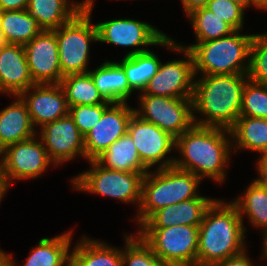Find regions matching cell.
<instances>
[{"instance_id":"1","label":"cell","mask_w":267,"mask_h":266,"mask_svg":"<svg viewBox=\"0 0 267 266\" xmlns=\"http://www.w3.org/2000/svg\"><path fill=\"white\" fill-rule=\"evenodd\" d=\"M230 129L193 124L175 139V149L181 153L173 166L203 178L223 183L232 152Z\"/></svg>"},{"instance_id":"2","label":"cell","mask_w":267,"mask_h":266,"mask_svg":"<svg viewBox=\"0 0 267 266\" xmlns=\"http://www.w3.org/2000/svg\"><path fill=\"white\" fill-rule=\"evenodd\" d=\"M246 231L237 207L216 199L199 225L196 266H211L244 252Z\"/></svg>"},{"instance_id":"3","label":"cell","mask_w":267,"mask_h":266,"mask_svg":"<svg viewBox=\"0 0 267 266\" xmlns=\"http://www.w3.org/2000/svg\"><path fill=\"white\" fill-rule=\"evenodd\" d=\"M247 74L207 75L195 80L193 119L200 126L230 129L240 117ZM200 117L196 118V113Z\"/></svg>"},{"instance_id":"4","label":"cell","mask_w":267,"mask_h":266,"mask_svg":"<svg viewBox=\"0 0 267 266\" xmlns=\"http://www.w3.org/2000/svg\"><path fill=\"white\" fill-rule=\"evenodd\" d=\"M201 179L175 166L148 171L142 181L141 202L136 223L140 227L158 210L192 198H197Z\"/></svg>"},{"instance_id":"5","label":"cell","mask_w":267,"mask_h":266,"mask_svg":"<svg viewBox=\"0 0 267 266\" xmlns=\"http://www.w3.org/2000/svg\"><path fill=\"white\" fill-rule=\"evenodd\" d=\"M240 32L235 30L227 36L188 46L179 44L191 52L195 76L200 72L202 76L247 74L254 34Z\"/></svg>"},{"instance_id":"6","label":"cell","mask_w":267,"mask_h":266,"mask_svg":"<svg viewBox=\"0 0 267 266\" xmlns=\"http://www.w3.org/2000/svg\"><path fill=\"white\" fill-rule=\"evenodd\" d=\"M93 0H84V9L68 23L55 29L60 69L63 76L87 73L90 42H98L96 24H91Z\"/></svg>"},{"instance_id":"7","label":"cell","mask_w":267,"mask_h":266,"mask_svg":"<svg viewBox=\"0 0 267 266\" xmlns=\"http://www.w3.org/2000/svg\"><path fill=\"white\" fill-rule=\"evenodd\" d=\"M89 164L90 170L71 179L76 191L100 194L140 206L144 177L142 173L110 170L101 166L96 160H89Z\"/></svg>"},{"instance_id":"8","label":"cell","mask_w":267,"mask_h":266,"mask_svg":"<svg viewBox=\"0 0 267 266\" xmlns=\"http://www.w3.org/2000/svg\"><path fill=\"white\" fill-rule=\"evenodd\" d=\"M137 233L167 265L196 266L199 226L140 228Z\"/></svg>"},{"instance_id":"9","label":"cell","mask_w":267,"mask_h":266,"mask_svg":"<svg viewBox=\"0 0 267 266\" xmlns=\"http://www.w3.org/2000/svg\"><path fill=\"white\" fill-rule=\"evenodd\" d=\"M139 102L141 109H134V114L175 139L194 124L192 98L140 94Z\"/></svg>"},{"instance_id":"10","label":"cell","mask_w":267,"mask_h":266,"mask_svg":"<svg viewBox=\"0 0 267 266\" xmlns=\"http://www.w3.org/2000/svg\"><path fill=\"white\" fill-rule=\"evenodd\" d=\"M38 139L34 136L0 151V173L10 185L15 180L37 179L54 164Z\"/></svg>"},{"instance_id":"11","label":"cell","mask_w":267,"mask_h":266,"mask_svg":"<svg viewBox=\"0 0 267 266\" xmlns=\"http://www.w3.org/2000/svg\"><path fill=\"white\" fill-rule=\"evenodd\" d=\"M184 54L185 60H173L160 64L157 73L141 94L173 98H193L195 69L191 52L179 45L173 48Z\"/></svg>"},{"instance_id":"12","label":"cell","mask_w":267,"mask_h":266,"mask_svg":"<svg viewBox=\"0 0 267 266\" xmlns=\"http://www.w3.org/2000/svg\"><path fill=\"white\" fill-rule=\"evenodd\" d=\"M98 42L124 47L165 46L168 49L178 44L162 30L146 22L134 19H114L96 24Z\"/></svg>"},{"instance_id":"13","label":"cell","mask_w":267,"mask_h":266,"mask_svg":"<svg viewBox=\"0 0 267 266\" xmlns=\"http://www.w3.org/2000/svg\"><path fill=\"white\" fill-rule=\"evenodd\" d=\"M127 133L131 136L142 163L148 168L171 167L175 157H166L175 150V138L155 124L146 122L133 114L128 123Z\"/></svg>"},{"instance_id":"14","label":"cell","mask_w":267,"mask_h":266,"mask_svg":"<svg viewBox=\"0 0 267 266\" xmlns=\"http://www.w3.org/2000/svg\"><path fill=\"white\" fill-rule=\"evenodd\" d=\"M133 114L134 108L127 102L112 103L84 137L85 159L95 160L113 142L125 135Z\"/></svg>"},{"instance_id":"15","label":"cell","mask_w":267,"mask_h":266,"mask_svg":"<svg viewBox=\"0 0 267 266\" xmlns=\"http://www.w3.org/2000/svg\"><path fill=\"white\" fill-rule=\"evenodd\" d=\"M40 129V140L55 166L78 155L85 157L84 136L69 114L44 124Z\"/></svg>"},{"instance_id":"16","label":"cell","mask_w":267,"mask_h":266,"mask_svg":"<svg viewBox=\"0 0 267 266\" xmlns=\"http://www.w3.org/2000/svg\"><path fill=\"white\" fill-rule=\"evenodd\" d=\"M31 77L36 84L60 83L62 78L55 31L43 30L24 45Z\"/></svg>"},{"instance_id":"17","label":"cell","mask_w":267,"mask_h":266,"mask_svg":"<svg viewBox=\"0 0 267 266\" xmlns=\"http://www.w3.org/2000/svg\"><path fill=\"white\" fill-rule=\"evenodd\" d=\"M19 96L26 103L35 128L69 114L65 92L60 83L34 84Z\"/></svg>"},{"instance_id":"18","label":"cell","mask_w":267,"mask_h":266,"mask_svg":"<svg viewBox=\"0 0 267 266\" xmlns=\"http://www.w3.org/2000/svg\"><path fill=\"white\" fill-rule=\"evenodd\" d=\"M36 84L30 74L24 45L6 44L0 49V88L17 96Z\"/></svg>"},{"instance_id":"19","label":"cell","mask_w":267,"mask_h":266,"mask_svg":"<svg viewBox=\"0 0 267 266\" xmlns=\"http://www.w3.org/2000/svg\"><path fill=\"white\" fill-rule=\"evenodd\" d=\"M215 200L199 195L197 198L165 206L156 211L139 228H167L174 225L199 226L207 209Z\"/></svg>"},{"instance_id":"20","label":"cell","mask_w":267,"mask_h":266,"mask_svg":"<svg viewBox=\"0 0 267 266\" xmlns=\"http://www.w3.org/2000/svg\"><path fill=\"white\" fill-rule=\"evenodd\" d=\"M17 98L0 111V151L5 147L38 136L22 98Z\"/></svg>"},{"instance_id":"21","label":"cell","mask_w":267,"mask_h":266,"mask_svg":"<svg viewBox=\"0 0 267 266\" xmlns=\"http://www.w3.org/2000/svg\"><path fill=\"white\" fill-rule=\"evenodd\" d=\"M69 0H29L27 11L36 18L42 30L53 31L72 20L84 9L81 3Z\"/></svg>"},{"instance_id":"22","label":"cell","mask_w":267,"mask_h":266,"mask_svg":"<svg viewBox=\"0 0 267 266\" xmlns=\"http://www.w3.org/2000/svg\"><path fill=\"white\" fill-rule=\"evenodd\" d=\"M82 237L70 252L69 266H122V249Z\"/></svg>"},{"instance_id":"23","label":"cell","mask_w":267,"mask_h":266,"mask_svg":"<svg viewBox=\"0 0 267 266\" xmlns=\"http://www.w3.org/2000/svg\"><path fill=\"white\" fill-rule=\"evenodd\" d=\"M117 63L124 69L129 87L133 91L143 92L157 73L161 61L151 50L136 48L126 53L121 62Z\"/></svg>"},{"instance_id":"24","label":"cell","mask_w":267,"mask_h":266,"mask_svg":"<svg viewBox=\"0 0 267 266\" xmlns=\"http://www.w3.org/2000/svg\"><path fill=\"white\" fill-rule=\"evenodd\" d=\"M95 160L101 166L110 170L137 172L143 175L149 171L142 163L135 144L128 133L113 142Z\"/></svg>"},{"instance_id":"25","label":"cell","mask_w":267,"mask_h":266,"mask_svg":"<svg viewBox=\"0 0 267 266\" xmlns=\"http://www.w3.org/2000/svg\"><path fill=\"white\" fill-rule=\"evenodd\" d=\"M102 96L112 103L127 102L134 92L128 85L124 69L117 63L105 61L88 71Z\"/></svg>"},{"instance_id":"26","label":"cell","mask_w":267,"mask_h":266,"mask_svg":"<svg viewBox=\"0 0 267 266\" xmlns=\"http://www.w3.org/2000/svg\"><path fill=\"white\" fill-rule=\"evenodd\" d=\"M232 150L246 149L267 154V119L240 116L230 128Z\"/></svg>"},{"instance_id":"27","label":"cell","mask_w":267,"mask_h":266,"mask_svg":"<svg viewBox=\"0 0 267 266\" xmlns=\"http://www.w3.org/2000/svg\"><path fill=\"white\" fill-rule=\"evenodd\" d=\"M72 231L54 238H42L23 266H69Z\"/></svg>"},{"instance_id":"28","label":"cell","mask_w":267,"mask_h":266,"mask_svg":"<svg viewBox=\"0 0 267 266\" xmlns=\"http://www.w3.org/2000/svg\"><path fill=\"white\" fill-rule=\"evenodd\" d=\"M42 31L27 10L3 11L0 32L7 44L25 45Z\"/></svg>"},{"instance_id":"29","label":"cell","mask_w":267,"mask_h":266,"mask_svg":"<svg viewBox=\"0 0 267 266\" xmlns=\"http://www.w3.org/2000/svg\"><path fill=\"white\" fill-rule=\"evenodd\" d=\"M60 85L65 92L69 107L112 103L99 92L89 72L66 75L62 78Z\"/></svg>"},{"instance_id":"30","label":"cell","mask_w":267,"mask_h":266,"mask_svg":"<svg viewBox=\"0 0 267 266\" xmlns=\"http://www.w3.org/2000/svg\"><path fill=\"white\" fill-rule=\"evenodd\" d=\"M234 200V201H233ZM231 202L237 207L243 221L245 215L254 227L267 232V189L260 186L255 180L248 185L244 195H239Z\"/></svg>"},{"instance_id":"31","label":"cell","mask_w":267,"mask_h":266,"mask_svg":"<svg viewBox=\"0 0 267 266\" xmlns=\"http://www.w3.org/2000/svg\"><path fill=\"white\" fill-rule=\"evenodd\" d=\"M195 30L197 42H206L227 36L235 30L206 7L198 8L187 15Z\"/></svg>"},{"instance_id":"32","label":"cell","mask_w":267,"mask_h":266,"mask_svg":"<svg viewBox=\"0 0 267 266\" xmlns=\"http://www.w3.org/2000/svg\"><path fill=\"white\" fill-rule=\"evenodd\" d=\"M136 234L125 235L122 266H170L160 260L141 236Z\"/></svg>"},{"instance_id":"33","label":"cell","mask_w":267,"mask_h":266,"mask_svg":"<svg viewBox=\"0 0 267 266\" xmlns=\"http://www.w3.org/2000/svg\"><path fill=\"white\" fill-rule=\"evenodd\" d=\"M240 116L267 119V85L250 80L245 83Z\"/></svg>"},{"instance_id":"34","label":"cell","mask_w":267,"mask_h":266,"mask_svg":"<svg viewBox=\"0 0 267 266\" xmlns=\"http://www.w3.org/2000/svg\"><path fill=\"white\" fill-rule=\"evenodd\" d=\"M247 76L254 83L267 85V33L254 34Z\"/></svg>"},{"instance_id":"35","label":"cell","mask_w":267,"mask_h":266,"mask_svg":"<svg viewBox=\"0 0 267 266\" xmlns=\"http://www.w3.org/2000/svg\"><path fill=\"white\" fill-rule=\"evenodd\" d=\"M112 103L100 105H76L69 107V115L73 118L80 133L86 134L95 126L103 115V112Z\"/></svg>"},{"instance_id":"36","label":"cell","mask_w":267,"mask_h":266,"mask_svg":"<svg viewBox=\"0 0 267 266\" xmlns=\"http://www.w3.org/2000/svg\"><path fill=\"white\" fill-rule=\"evenodd\" d=\"M206 8L228 23L234 30H242L245 9L231 0H210Z\"/></svg>"},{"instance_id":"37","label":"cell","mask_w":267,"mask_h":266,"mask_svg":"<svg viewBox=\"0 0 267 266\" xmlns=\"http://www.w3.org/2000/svg\"><path fill=\"white\" fill-rule=\"evenodd\" d=\"M244 251L239 255L216 262L211 266H254Z\"/></svg>"},{"instance_id":"38","label":"cell","mask_w":267,"mask_h":266,"mask_svg":"<svg viewBox=\"0 0 267 266\" xmlns=\"http://www.w3.org/2000/svg\"><path fill=\"white\" fill-rule=\"evenodd\" d=\"M258 178L254 179L260 186L267 189V154L260 155L257 160Z\"/></svg>"},{"instance_id":"39","label":"cell","mask_w":267,"mask_h":266,"mask_svg":"<svg viewBox=\"0 0 267 266\" xmlns=\"http://www.w3.org/2000/svg\"><path fill=\"white\" fill-rule=\"evenodd\" d=\"M29 0H0V9L2 11L26 10Z\"/></svg>"},{"instance_id":"40","label":"cell","mask_w":267,"mask_h":266,"mask_svg":"<svg viewBox=\"0 0 267 266\" xmlns=\"http://www.w3.org/2000/svg\"><path fill=\"white\" fill-rule=\"evenodd\" d=\"M209 1L210 0H181V3L183 5L186 15H188L189 13L198 8L206 7Z\"/></svg>"},{"instance_id":"41","label":"cell","mask_w":267,"mask_h":266,"mask_svg":"<svg viewBox=\"0 0 267 266\" xmlns=\"http://www.w3.org/2000/svg\"><path fill=\"white\" fill-rule=\"evenodd\" d=\"M16 262L13 260L12 256L3 252L0 249V266H15Z\"/></svg>"},{"instance_id":"42","label":"cell","mask_w":267,"mask_h":266,"mask_svg":"<svg viewBox=\"0 0 267 266\" xmlns=\"http://www.w3.org/2000/svg\"><path fill=\"white\" fill-rule=\"evenodd\" d=\"M10 184L0 173V203L4 197V194L8 191Z\"/></svg>"},{"instance_id":"43","label":"cell","mask_w":267,"mask_h":266,"mask_svg":"<svg viewBox=\"0 0 267 266\" xmlns=\"http://www.w3.org/2000/svg\"><path fill=\"white\" fill-rule=\"evenodd\" d=\"M232 2L240 5L245 10L247 7H250L251 5L255 6L257 9H261L253 0H231Z\"/></svg>"},{"instance_id":"44","label":"cell","mask_w":267,"mask_h":266,"mask_svg":"<svg viewBox=\"0 0 267 266\" xmlns=\"http://www.w3.org/2000/svg\"><path fill=\"white\" fill-rule=\"evenodd\" d=\"M263 252L261 259H267V232L263 233Z\"/></svg>"},{"instance_id":"45","label":"cell","mask_w":267,"mask_h":266,"mask_svg":"<svg viewBox=\"0 0 267 266\" xmlns=\"http://www.w3.org/2000/svg\"><path fill=\"white\" fill-rule=\"evenodd\" d=\"M261 9H267V0H253Z\"/></svg>"},{"instance_id":"46","label":"cell","mask_w":267,"mask_h":266,"mask_svg":"<svg viewBox=\"0 0 267 266\" xmlns=\"http://www.w3.org/2000/svg\"><path fill=\"white\" fill-rule=\"evenodd\" d=\"M6 44L7 43H6L5 39L3 38V35L0 32V49H2Z\"/></svg>"},{"instance_id":"47","label":"cell","mask_w":267,"mask_h":266,"mask_svg":"<svg viewBox=\"0 0 267 266\" xmlns=\"http://www.w3.org/2000/svg\"><path fill=\"white\" fill-rule=\"evenodd\" d=\"M3 11L0 9V27H1V19H2Z\"/></svg>"}]
</instances>
